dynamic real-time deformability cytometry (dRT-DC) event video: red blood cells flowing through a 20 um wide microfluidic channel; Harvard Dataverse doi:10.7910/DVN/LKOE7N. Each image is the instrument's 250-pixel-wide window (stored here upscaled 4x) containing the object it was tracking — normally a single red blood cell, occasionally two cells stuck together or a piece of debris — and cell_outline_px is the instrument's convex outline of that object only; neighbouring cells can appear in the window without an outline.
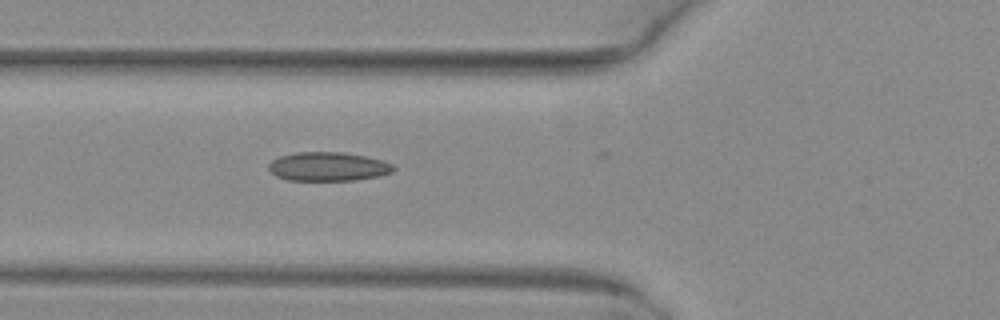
{"species": "common noctule bat (a hibernating species)", "species_latin": "Nyctalus noctula", "temperature_condition": "warm", "stored_images_in_passage": 6, "camera_frame_rate_fps": 3000, "um_per_image_px": 0.085, "animal": {"sex": "female", "body_mass_g": 29.2, "forearm_length_mm": 56.3}, "frame": {"image": 1, "passage_image": 6, "time_ms": 1.667, "image_size_px": [1000, 320], "cell_outline_px": [[396, 168], [392, 172], [380, 176], [356, 180], [288, 180], [276, 176], [268, 168], [268, 164], [272, 160], [280, 156], [296, 152], [344, 152], [364, 156], [380, 160], [392, 164]], "centroid_in_image_um": [27.88, 14.16], "position_along_channel_um": 97.9, "area_um2": 20.98}}